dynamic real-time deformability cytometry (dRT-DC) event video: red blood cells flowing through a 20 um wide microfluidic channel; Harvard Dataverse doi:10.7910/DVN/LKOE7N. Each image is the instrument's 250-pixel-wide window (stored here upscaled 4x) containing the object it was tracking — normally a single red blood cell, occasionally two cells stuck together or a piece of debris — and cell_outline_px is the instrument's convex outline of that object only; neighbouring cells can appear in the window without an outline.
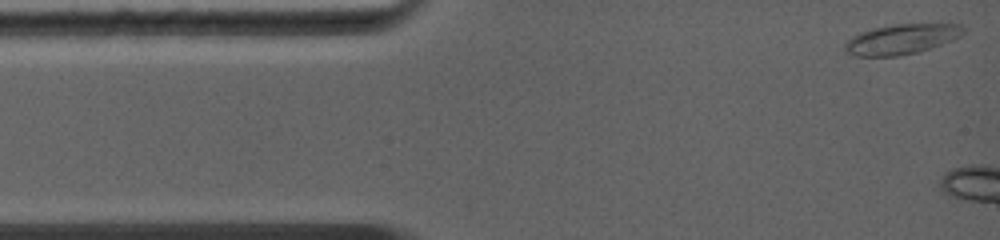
{"species": "common noctule bat (a hibernating species)", "species_latin": "Nyctalus noctula", "temperature_condition": "warm", "stored_images_in_passage": 7, "camera_frame_rate_fps": 5000, "um_per_image_px": 0.085, "animal": {"sex": "female", "body_mass_g": 19.0, "forearm_length_mm": 56.7}, "frame": {"image": 1, "passage_image": 1, "time_ms": 0.0, "image_size_px": [1000, 240], "cell_outline_px": [[964, 32], [960, 36], [952, 40], [916, 52], [900, 56], [852, 56], [844, 52], [844, 44], [852, 36], [860, 32], [872, 28], [896, 24], [960, 24], [964, 28]], "centroid_in_image_um": [76.56, 3.33], "position_along_channel_um": 8.4, "area_um2": 20.69}}